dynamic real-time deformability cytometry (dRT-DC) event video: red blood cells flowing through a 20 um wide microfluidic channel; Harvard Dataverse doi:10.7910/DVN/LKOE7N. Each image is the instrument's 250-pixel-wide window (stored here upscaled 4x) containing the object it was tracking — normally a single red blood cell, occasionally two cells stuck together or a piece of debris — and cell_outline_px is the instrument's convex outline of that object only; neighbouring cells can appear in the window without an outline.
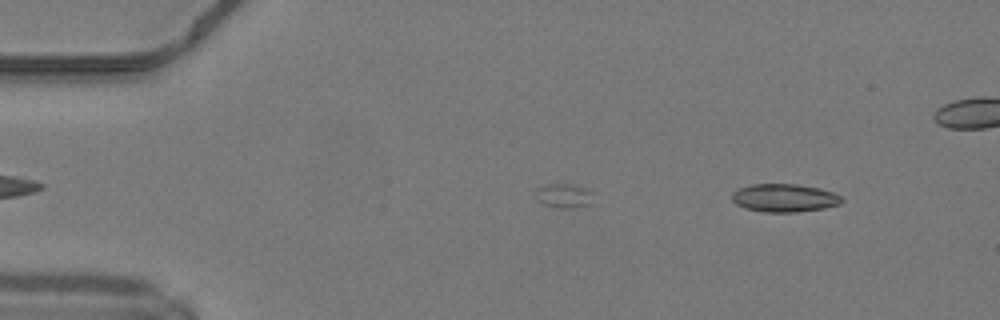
{"species": "common noctule bat (a hibernating species)", "species_latin": "Nyctalus noctula", "temperature_condition": "warm", "stored_images_in_passage": 38, "camera_frame_rate_fps": 3000, "um_per_image_px": 0.085, "animal": {"sex": "male", "body_mass_g": 19.2, "forearm_length_mm": 51.8}, "frame": {"image": 1, "passage_image": 2, "time_ms": 0.333, "image_size_px": [1000, 320], "cell_outline_px": [[844, 200], [840, 204], [824, 208], [796, 212], [764, 212], [744, 208], [736, 204], [732, 200], [732, 192], [740, 188], [752, 184], [796, 184], [820, 188], [832, 192], [840, 196]], "centroid_in_image_um": [66.66, 16.82], "position_along_channel_um": 18.3, "area_um2": 17.98}}
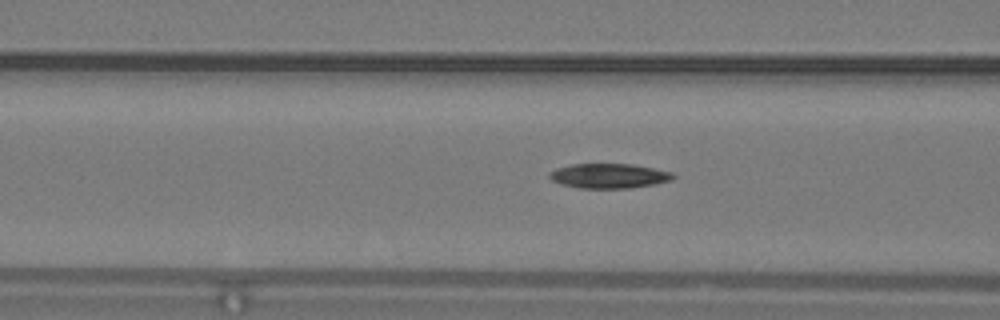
{"frame": {"image": 2, "passage_image": 16, "time_ms": 5.0, "image_size_px": [1000, 320], "cell_outline_px": [[676, 176], [672, 180], [656, 184], [632, 188], [580, 188], [560, 184], [552, 180], [548, 176], [548, 172], [556, 168], [572, 164], [632, 164], [672, 172]], "centroid_in_image_um": [51.76, 14.95], "position_along_channel_um": 114.8, "area_um2": 17.92}}
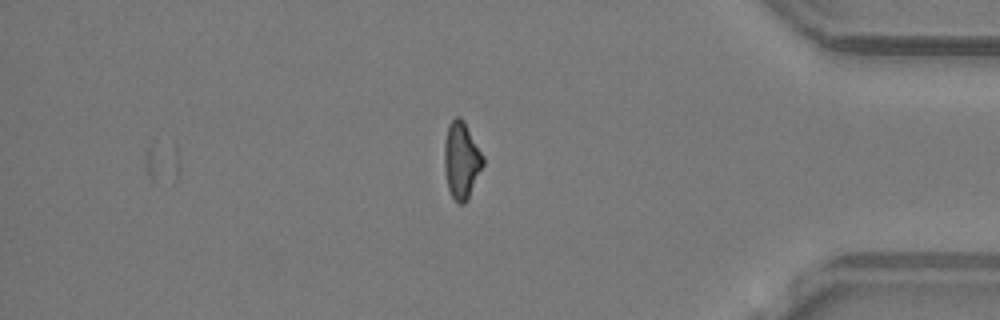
{"frame": {"image": 3, "passage_image": 38, "time_ms": 12.333, "image_size_px": [1000, 320], "cell_outline_px": [[484, 164], [464, 204], [460, 204], [452, 196], [448, 188], [444, 168], [444, 140], [448, 124], [456, 116], [460, 116], [464, 120], [484, 156]], "centroid_in_image_um": [39.21, 13.56], "position_along_channel_um": 396.0, "area_um2": 17.28}, "authors_computed_cell_mechanics": {"area_um2": 17.9758, "velocity_mm_per_s": 4.2431, "shape_relaxation_time_tau1_ms": 4.6464, "shape_relaxation_time_tau2_ms": 9.106, "deformation_change_tau1": 0.1671, "deformation_change_tau2": 0.1903}}